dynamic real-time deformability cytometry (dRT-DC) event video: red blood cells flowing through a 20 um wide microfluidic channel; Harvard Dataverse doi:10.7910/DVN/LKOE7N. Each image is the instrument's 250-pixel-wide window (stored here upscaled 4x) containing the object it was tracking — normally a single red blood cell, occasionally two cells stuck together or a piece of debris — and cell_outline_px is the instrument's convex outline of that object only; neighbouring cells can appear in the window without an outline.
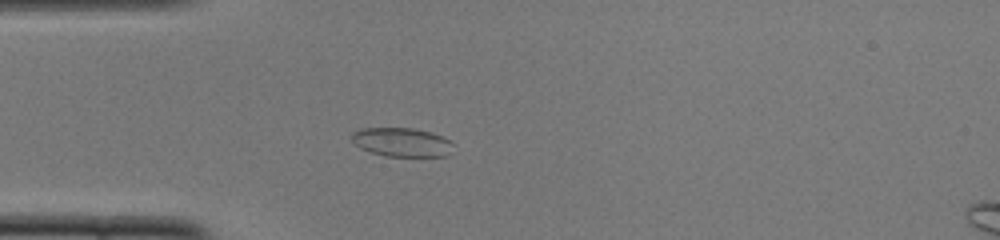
{"species": "common noctule bat (a hibernating species)", "species_latin": "Nyctalus noctula", "temperature_condition": "cold", "stored_images_in_passage": 49, "camera_frame_rate_fps": 3000, "um_per_image_px": 0.085, "animal": {"sex": "female", "body_mass_g": 22.0, "forearm_length_mm": 56.7}, "frame": {"image": 1, "passage_image": 12, "time_ms": 3.667, "image_size_px": [1000, 240], "cell_outline_px": [[452, 144], [444, 156], [384, 156], [360, 148], [352, 140], [352, 132], [360, 128], [412, 128], [428, 132], [440, 136], [448, 140]], "centroid_in_image_um": [34.06, 12.08], "position_along_channel_um": 50.9, "area_um2": 16.65}}
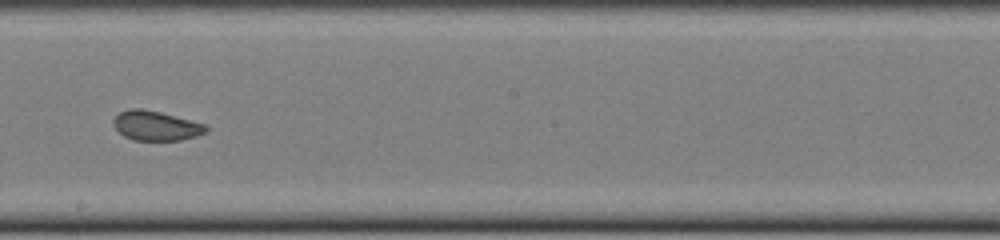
{"frame": {"image": 2, "passage_image": 27, "time_ms": 8.667, "image_size_px": [1000, 240], "cell_outline_px": [[208, 132], [196, 136], [180, 140], [132, 140], [124, 136], [112, 124], [112, 120], [120, 112], [128, 108], [140, 108], [160, 112], [204, 124], [208, 128]], "centroid_in_image_um": [13.23, 10.69], "position_along_channel_um": 235.0, "area_um2": 15.9}}
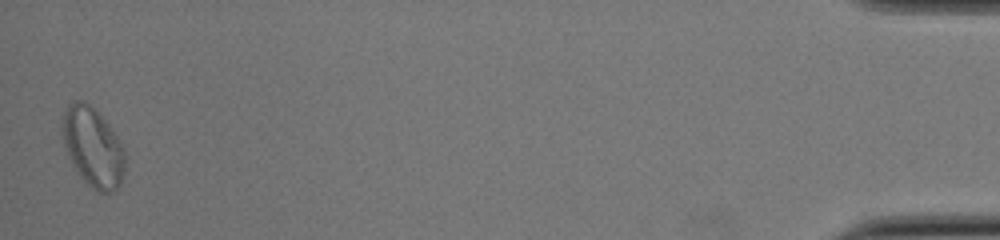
{"frame": {"image": 3, "passage_image": 49, "time_ms": 16.0, "image_size_px": [1000, 240], "cell_outline_px": [[124, 172], [120, 184], [112, 192], [100, 192], [92, 188], [84, 180], [76, 168], [64, 144], [64, 112], [68, 104], [76, 100], [84, 100], [108, 124], [116, 136], [124, 152]], "centroid_in_image_um": [7.92, 12.51], "position_along_channel_um": 427.3, "area_um2": 27.8}, "authors_computed_cell_mechanics": {"area_um2": 16.9932, "velocity_mm_per_s": 3.8584, "shape_relaxation_time_tau1_ms": null, "shape_relaxation_time_tau2_ms": 1.5487, "deformation_change_tau1": null, "deformation_change_tau2": 0.045}}